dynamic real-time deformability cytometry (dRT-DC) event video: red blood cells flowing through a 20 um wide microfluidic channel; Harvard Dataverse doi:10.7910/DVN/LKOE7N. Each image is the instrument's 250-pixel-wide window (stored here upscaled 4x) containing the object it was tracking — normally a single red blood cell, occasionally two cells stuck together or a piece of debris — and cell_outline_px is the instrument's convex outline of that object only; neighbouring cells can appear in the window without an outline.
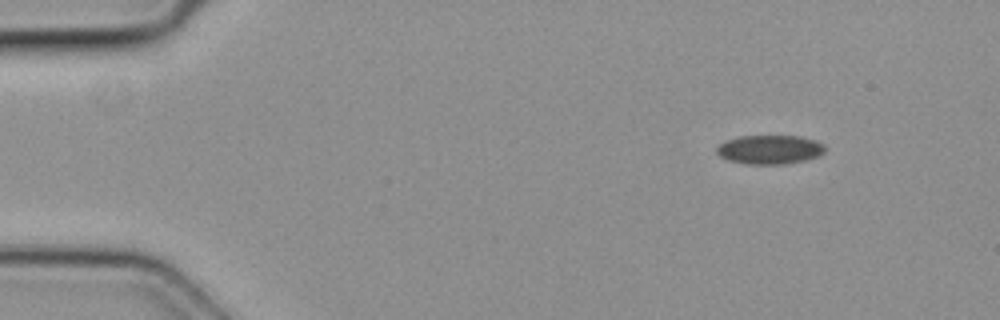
{"species": "common noctule bat (a hibernating species)", "species_latin": "Nyctalus noctula", "temperature_condition": "cold", "stored_images_in_passage": 3, "camera_frame_rate_fps": 3000, "um_per_image_px": 0.085, "animal": {"sex": "female", "body_mass_g": 19.3, "forearm_length_mm": 54.1}, "frame": {"image": 1, "passage_image": 1, "time_ms": 0.0, "image_size_px": [1000, 320], "cell_outline_px": [[824, 152], [816, 156], [804, 160], [784, 164], [748, 164], [728, 160], [720, 156], [716, 152], [716, 148], [720, 144], [728, 140], [740, 136], [800, 136], [816, 140], [824, 144]], "centroid_in_image_um": [65.42, 12.71], "position_along_channel_um": 19.6, "area_um2": 18.15}}